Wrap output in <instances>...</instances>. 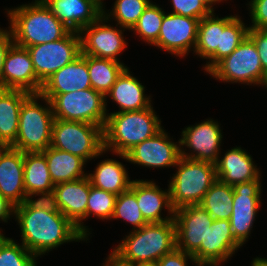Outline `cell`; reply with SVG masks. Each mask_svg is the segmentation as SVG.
<instances>
[{
  "instance_id": "26",
  "label": "cell",
  "mask_w": 267,
  "mask_h": 266,
  "mask_svg": "<svg viewBox=\"0 0 267 266\" xmlns=\"http://www.w3.org/2000/svg\"><path fill=\"white\" fill-rule=\"evenodd\" d=\"M241 245L233 236L230 220H214L206 235V265L226 262Z\"/></svg>"
},
{
  "instance_id": "10",
  "label": "cell",
  "mask_w": 267,
  "mask_h": 266,
  "mask_svg": "<svg viewBox=\"0 0 267 266\" xmlns=\"http://www.w3.org/2000/svg\"><path fill=\"white\" fill-rule=\"evenodd\" d=\"M255 43L247 36L208 73L219 81L259 85L264 74Z\"/></svg>"
},
{
  "instance_id": "17",
  "label": "cell",
  "mask_w": 267,
  "mask_h": 266,
  "mask_svg": "<svg viewBox=\"0 0 267 266\" xmlns=\"http://www.w3.org/2000/svg\"><path fill=\"white\" fill-rule=\"evenodd\" d=\"M42 86L43 84L36 77L27 48L13 44L5 57L1 88L40 93Z\"/></svg>"
},
{
  "instance_id": "36",
  "label": "cell",
  "mask_w": 267,
  "mask_h": 266,
  "mask_svg": "<svg viewBox=\"0 0 267 266\" xmlns=\"http://www.w3.org/2000/svg\"><path fill=\"white\" fill-rule=\"evenodd\" d=\"M36 258L12 238L0 237V266H37Z\"/></svg>"
},
{
  "instance_id": "45",
  "label": "cell",
  "mask_w": 267,
  "mask_h": 266,
  "mask_svg": "<svg viewBox=\"0 0 267 266\" xmlns=\"http://www.w3.org/2000/svg\"><path fill=\"white\" fill-rule=\"evenodd\" d=\"M13 214H15V205L0 195V221L8 222Z\"/></svg>"
},
{
  "instance_id": "42",
  "label": "cell",
  "mask_w": 267,
  "mask_h": 266,
  "mask_svg": "<svg viewBox=\"0 0 267 266\" xmlns=\"http://www.w3.org/2000/svg\"><path fill=\"white\" fill-rule=\"evenodd\" d=\"M248 37L255 43L262 68L267 71V29L249 28Z\"/></svg>"
},
{
  "instance_id": "47",
  "label": "cell",
  "mask_w": 267,
  "mask_h": 266,
  "mask_svg": "<svg viewBox=\"0 0 267 266\" xmlns=\"http://www.w3.org/2000/svg\"><path fill=\"white\" fill-rule=\"evenodd\" d=\"M251 263V266H267V259L256 257Z\"/></svg>"
},
{
  "instance_id": "23",
  "label": "cell",
  "mask_w": 267,
  "mask_h": 266,
  "mask_svg": "<svg viewBox=\"0 0 267 266\" xmlns=\"http://www.w3.org/2000/svg\"><path fill=\"white\" fill-rule=\"evenodd\" d=\"M252 159L241 147L228 150L223 158H219L215 163L217 180L230 186L260 180V170Z\"/></svg>"
},
{
  "instance_id": "37",
  "label": "cell",
  "mask_w": 267,
  "mask_h": 266,
  "mask_svg": "<svg viewBox=\"0 0 267 266\" xmlns=\"http://www.w3.org/2000/svg\"><path fill=\"white\" fill-rule=\"evenodd\" d=\"M113 218L129 222L134 226L132 230H138L148 224L139 209L136 196L130 190L117 195Z\"/></svg>"
},
{
  "instance_id": "41",
  "label": "cell",
  "mask_w": 267,
  "mask_h": 266,
  "mask_svg": "<svg viewBox=\"0 0 267 266\" xmlns=\"http://www.w3.org/2000/svg\"><path fill=\"white\" fill-rule=\"evenodd\" d=\"M248 5L253 23L249 28L267 29V0H251Z\"/></svg>"
},
{
  "instance_id": "50",
  "label": "cell",
  "mask_w": 267,
  "mask_h": 266,
  "mask_svg": "<svg viewBox=\"0 0 267 266\" xmlns=\"http://www.w3.org/2000/svg\"><path fill=\"white\" fill-rule=\"evenodd\" d=\"M103 266H108V258L107 261L103 264Z\"/></svg>"
},
{
  "instance_id": "43",
  "label": "cell",
  "mask_w": 267,
  "mask_h": 266,
  "mask_svg": "<svg viewBox=\"0 0 267 266\" xmlns=\"http://www.w3.org/2000/svg\"><path fill=\"white\" fill-rule=\"evenodd\" d=\"M190 259L195 263V259L192 254L185 253L178 248H175L172 252L164 255L160 260L156 262L157 266H187V261Z\"/></svg>"
},
{
  "instance_id": "2",
  "label": "cell",
  "mask_w": 267,
  "mask_h": 266,
  "mask_svg": "<svg viewBox=\"0 0 267 266\" xmlns=\"http://www.w3.org/2000/svg\"><path fill=\"white\" fill-rule=\"evenodd\" d=\"M7 11L14 44L20 47L57 41L71 31L43 0H35L31 4H22Z\"/></svg>"
},
{
  "instance_id": "35",
  "label": "cell",
  "mask_w": 267,
  "mask_h": 266,
  "mask_svg": "<svg viewBox=\"0 0 267 266\" xmlns=\"http://www.w3.org/2000/svg\"><path fill=\"white\" fill-rule=\"evenodd\" d=\"M164 10L151 2L139 17L137 24L132 28L140 39L153 45L159 37L160 27L164 18Z\"/></svg>"
},
{
  "instance_id": "20",
  "label": "cell",
  "mask_w": 267,
  "mask_h": 266,
  "mask_svg": "<svg viewBox=\"0 0 267 266\" xmlns=\"http://www.w3.org/2000/svg\"><path fill=\"white\" fill-rule=\"evenodd\" d=\"M88 88L92 87L87 68V55L81 53L74 61L51 75L43 83L40 94L50 101L57 94Z\"/></svg>"
},
{
  "instance_id": "11",
  "label": "cell",
  "mask_w": 267,
  "mask_h": 266,
  "mask_svg": "<svg viewBox=\"0 0 267 266\" xmlns=\"http://www.w3.org/2000/svg\"><path fill=\"white\" fill-rule=\"evenodd\" d=\"M26 48L36 77L43 84L51 75L81 55L80 35L79 32L70 31L57 41Z\"/></svg>"
},
{
  "instance_id": "28",
  "label": "cell",
  "mask_w": 267,
  "mask_h": 266,
  "mask_svg": "<svg viewBox=\"0 0 267 266\" xmlns=\"http://www.w3.org/2000/svg\"><path fill=\"white\" fill-rule=\"evenodd\" d=\"M124 166L115 159H105L97 165L94 173H88L87 177L95 188L119 195L129 190L133 181Z\"/></svg>"
},
{
  "instance_id": "38",
  "label": "cell",
  "mask_w": 267,
  "mask_h": 266,
  "mask_svg": "<svg viewBox=\"0 0 267 266\" xmlns=\"http://www.w3.org/2000/svg\"><path fill=\"white\" fill-rule=\"evenodd\" d=\"M117 195L95 188L90 183V195L87 202V218L96 216L100 219H112Z\"/></svg>"
},
{
  "instance_id": "8",
  "label": "cell",
  "mask_w": 267,
  "mask_h": 266,
  "mask_svg": "<svg viewBox=\"0 0 267 266\" xmlns=\"http://www.w3.org/2000/svg\"><path fill=\"white\" fill-rule=\"evenodd\" d=\"M176 248L192 254L197 266H206V235L214 219L199 204L174 210Z\"/></svg>"
},
{
  "instance_id": "31",
  "label": "cell",
  "mask_w": 267,
  "mask_h": 266,
  "mask_svg": "<svg viewBox=\"0 0 267 266\" xmlns=\"http://www.w3.org/2000/svg\"><path fill=\"white\" fill-rule=\"evenodd\" d=\"M87 68L91 87L105 97L127 66L111 59L87 55Z\"/></svg>"
},
{
  "instance_id": "49",
  "label": "cell",
  "mask_w": 267,
  "mask_h": 266,
  "mask_svg": "<svg viewBox=\"0 0 267 266\" xmlns=\"http://www.w3.org/2000/svg\"><path fill=\"white\" fill-rule=\"evenodd\" d=\"M131 266H157L156 263H140L136 265H131Z\"/></svg>"
},
{
  "instance_id": "27",
  "label": "cell",
  "mask_w": 267,
  "mask_h": 266,
  "mask_svg": "<svg viewBox=\"0 0 267 266\" xmlns=\"http://www.w3.org/2000/svg\"><path fill=\"white\" fill-rule=\"evenodd\" d=\"M47 160L50 177L54 185L87 177L83 167L86 161L69 152L51 146L41 151Z\"/></svg>"
},
{
  "instance_id": "16",
  "label": "cell",
  "mask_w": 267,
  "mask_h": 266,
  "mask_svg": "<svg viewBox=\"0 0 267 266\" xmlns=\"http://www.w3.org/2000/svg\"><path fill=\"white\" fill-rule=\"evenodd\" d=\"M200 19L165 13L158 40L153 44L166 52L185 57L195 50Z\"/></svg>"
},
{
  "instance_id": "18",
  "label": "cell",
  "mask_w": 267,
  "mask_h": 266,
  "mask_svg": "<svg viewBox=\"0 0 267 266\" xmlns=\"http://www.w3.org/2000/svg\"><path fill=\"white\" fill-rule=\"evenodd\" d=\"M60 212L69 219L78 231L88 240L89 231L82 220L87 219V202L90 195V180L83 177L54 186ZM82 222V223H81Z\"/></svg>"
},
{
  "instance_id": "6",
  "label": "cell",
  "mask_w": 267,
  "mask_h": 266,
  "mask_svg": "<svg viewBox=\"0 0 267 266\" xmlns=\"http://www.w3.org/2000/svg\"><path fill=\"white\" fill-rule=\"evenodd\" d=\"M175 167L168 186L172 208L200 204L217 180L215 164L180 157Z\"/></svg>"
},
{
  "instance_id": "3",
  "label": "cell",
  "mask_w": 267,
  "mask_h": 266,
  "mask_svg": "<svg viewBox=\"0 0 267 266\" xmlns=\"http://www.w3.org/2000/svg\"><path fill=\"white\" fill-rule=\"evenodd\" d=\"M176 248V227L174 220L148 223L121 240L111 252L121 263L136 265L156 263Z\"/></svg>"
},
{
  "instance_id": "19",
  "label": "cell",
  "mask_w": 267,
  "mask_h": 266,
  "mask_svg": "<svg viewBox=\"0 0 267 266\" xmlns=\"http://www.w3.org/2000/svg\"><path fill=\"white\" fill-rule=\"evenodd\" d=\"M23 175L24 152L10 146L0 147V195L15 206L26 197Z\"/></svg>"
},
{
  "instance_id": "22",
  "label": "cell",
  "mask_w": 267,
  "mask_h": 266,
  "mask_svg": "<svg viewBox=\"0 0 267 266\" xmlns=\"http://www.w3.org/2000/svg\"><path fill=\"white\" fill-rule=\"evenodd\" d=\"M129 190L136 196L139 209L148 223H161L174 219L169 189L163 191L153 181L133 180ZM163 207L168 210L170 217H161Z\"/></svg>"
},
{
  "instance_id": "9",
  "label": "cell",
  "mask_w": 267,
  "mask_h": 266,
  "mask_svg": "<svg viewBox=\"0 0 267 266\" xmlns=\"http://www.w3.org/2000/svg\"><path fill=\"white\" fill-rule=\"evenodd\" d=\"M50 103L54 118L105 126V97L93 88L57 94Z\"/></svg>"
},
{
  "instance_id": "34",
  "label": "cell",
  "mask_w": 267,
  "mask_h": 266,
  "mask_svg": "<svg viewBox=\"0 0 267 266\" xmlns=\"http://www.w3.org/2000/svg\"><path fill=\"white\" fill-rule=\"evenodd\" d=\"M150 3V0H116L110 14L103 9V15L108 20L114 17L117 25L132 30Z\"/></svg>"
},
{
  "instance_id": "12",
  "label": "cell",
  "mask_w": 267,
  "mask_h": 266,
  "mask_svg": "<svg viewBox=\"0 0 267 266\" xmlns=\"http://www.w3.org/2000/svg\"><path fill=\"white\" fill-rule=\"evenodd\" d=\"M108 21L102 14L95 22L79 31L81 53L120 62L117 56L127 46L122 32L125 28L118 29L117 24L114 28L105 23Z\"/></svg>"
},
{
  "instance_id": "51",
  "label": "cell",
  "mask_w": 267,
  "mask_h": 266,
  "mask_svg": "<svg viewBox=\"0 0 267 266\" xmlns=\"http://www.w3.org/2000/svg\"><path fill=\"white\" fill-rule=\"evenodd\" d=\"M97 1L100 2L102 5H104L103 2H102L103 0H97Z\"/></svg>"
},
{
  "instance_id": "40",
  "label": "cell",
  "mask_w": 267,
  "mask_h": 266,
  "mask_svg": "<svg viewBox=\"0 0 267 266\" xmlns=\"http://www.w3.org/2000/svg\"><path fill=\"white\" fill-rule=\"evenodd\" d=\"M36 196H41L37 200L32 198ZM32 197V198H31ZM29 209L34 210H44L51 213H61L60 209L57 204V197L54 192V190L49 192H41V193H34V194H28L25 197V200L23 202Z\"/></svg>"
},
{
  "instance_id": "15",
  "label": "cell",
  "mask_w": 267,
  "mask_h": 266,
  "mask_svg": "<svg viewBox=\"0 0 267 266\" xmlns=\"http://www.w3.org/2000/svg\"><path fill=\"white\" fill-rule=\"evenodd\" d=\"M178 143V144H176ZM172 142L162 128L153 137L144 140L126 155L118 154L122 159L143 167H175L180 159V141Z\"/></svg>"
},
{
  "instance_id": "21",
  "label": "cell",
  "mask_w": 267,
  "mask_h": 266,
  "mask_svg": "<svg viewBox=\"0 0 267 266\" xmlns=\"http://www.w3.org/2000/svg\"><path fill=\"white\" fill-rule=\"evenodd\" d=\"M52 13L71 31L79 32L103 14L97 0H43Z\"/></svg>"
},
{
  "instance_id": "1",
  "label": "cell",
  "mask_w": 267,
  "mask_h": 266,
  "mask_svg": "<svg viewBox=\"0 0 267 266\" xmlns=\"http://www.w3.org/2000/svg\"><path fill=\"white\" fill-rule=\"evenodd\" d=\"M15 219L21 229L22 245L37 257L64 243L87 239L62 213L15 206Z\"/></svg>"
},
{
  "instance_id": "32",
  "label": "cell",
  "mask_w": 267,
  "mask_h": 266,
  "mask_svg": "<svg viewBox=\"0 0 267 266\" xmlns=\"http://www.w3.org/2000/svg\"><path fill=\"white\" fill-rule=\"evenodd\" d=\"M233 186L216 180L204 195L201 205L214 220H230L232 214Z\"/></svg>"
},
{
  "instance_id": "39",
  "label": "cell",
  "mask_w": 267,
  "mask_h": 266,
  "mask_svg": "<svg viewBox=\"0 0 267 266\" xmlns=\"http://www.w3.org/2000/svg\"><path fill=\"white\" fill-rule=\"evenodd\" d=\"M173 7V14L191 17L195 19H202L208 16L214 8V3H219L223 0H171Z\"/></svg>"
},
{
  "instance_id": "14",
  "label": "cell",
  "mask_w": 267,
  "mask_h": 266,
  "mask_svg": "<svg viewBox=\"0 0 267 266\" xmlns=\"http://www.w3.org/2000/svg\"><path fill=\"white\" fill-rule=\"evenodd\" d=\"M181 134V139H179L181 157L214 164L220 158L219 148L223 136L217 121L207 119L195 126L186 127ZM183 146L192 149L193 152L186 153Z\"/></svg>"
},
{
  "instance_id": "33",
  "label": "cell",
  "mask_w": 267,
  "mask_h": 266,
  "mask_svg": "<svg viewBox=\"0 0 267 266\" xmlns=\"http://www.w3.org/2000/svg\"><path fill=\"white\" fill-rule=\"evenodd\" d=\"M249 27L245 26L241 17L237 15L224 27L222 32L221 49L208 59L209 62L204 66L208 73L220 60L230 55L248 36Z\"/></svg>"
},
{
  "instance_id": "44",
  "label": "cell",
  "mask_w": 267,
  "mask_h": 266,
  "mask_svg": "<svg viewBox=\"0 0 267 266\" xmlns=\"http://www.w3.org/2000/svg\"><path fill=\"white\" fill-rule=\"evenodd\" d=\"M13 44L14 41L11 30L9 29L8 31L0 28V88L5 57Z\"/></svg>"
},
{
  "instance_id": "7",
  "label": "cell",
  "mask_w": 267,
  "mask_h": 266,
  "mask_svg": "<svg viewBox=\"0 0 267 266\" xmlns=\"http://www.w3.org/2000/svg\"><path fill=\"white\" fill-rule=\"evenodd\" d=\"M50 146L79 156L86 162L106 152L101 126L57 118L52 125Z\"/></svg>"
},
{
  "instance_id": "30",
  "label": "cell",
  "mask_w": 267,
  "mask_h": 266,
  "mask_svg": "<svg viewBox=\"0 0 267 266\" xmlns=\"http://www.w3.org/2000/svg\"><path fill=\"white\" fill-rule=\"evenodd\" d=\"M23 178L26 195L54 190L47 160L41 151L24 152Z\"/></svg>"
},
{
  "instance_id": "13",
  "label": "cell",
  "mask_w": 267,
  "mask_h": 266,
  "mask_svg": "<svg viewBox=\"0 0 267 266\" xmlns=\"http://www.w3.org/2000/svg\"><path fill=\"white\" fill-rule=\"evenodd\" d=\"M233 208L230 225L235 240L243 246L250 236L253 223L261 205V182L252 180L233 186Z\"/></svg>"
},
{
  "instance_id": "46",
  "label": "cell",
  "mask_w": 267,
  "mask_h": 266,
  "mask_svg": "<svg viewBox=\"0 0 267 266\" xmlns=\"http://www.w3.org/2000/svg\"><path fill=\"white\" fill-rule=\"evenodd\" d=\"M108 266H131L121 263L115 256L111 253L108 255Z\"/></svg>"
},
{
  "instance_id": "24",
  "label": "cell",
  "mask_w": 267,
  "mask_h": 266,
  "mask_svg": "<svg viewBox=\"0 0 267 266\" xmlns=\"http://www.w3.org/2000/svg\"><path fill=\"white\" fill-rule=\"evenodd\" d=\"M145 87L136 77L130 74L128 67L120 74L112 88L105 96V107H107V96L119 106L118 112L138 111L151 106L150 96L145 95Z\"/></svg>"
},
{
  "instance_id": "48",
  "label": "cell",
  "mask_w": 267,
  "mask_h": 266,
  "mask_svg": "<svg viewBox=\"0 0 267 266\" xmlns=\"http://www.w3.org/2000/svg\"><path fill=\"white\" fill-rule=\"evenodd\" d=\"M259 85H263V86H265L267 88V71L264 72L263 78H262V80H261Z\"/></svg>"
},
{
  "instance_id": "4",
  "label": "cell",
  "mask_w": 267,
  "mask_h": 266,
  "mask_svg": "<svg viewBox=\"0 0 267 266\" xmlns=\"http://www.w3.org/2000/svg\"><path fill=\"white\" fill-rule=\"evenodd\" d=\"M153 106L138 111L107 113L103 128V149L127 154L144 140L162 129Z\"/></svg>"
},
{
  "instance_id": "25",
  "label": "cell",
  "mask_w": 267,
  "mask_h": 266,
  "mask_svg": "<svg viewBox=\"0 0 267 266\" xmlns=\"http://www.w3.org/2000/svg\"><path fill=\"white\" fill-rule=\"evenodd\" d=\"M30 94L24 90L0 88V147L11 146L15 142L20 108Z\"/></svg>"
},
{
  "instance_id": "29",
  "label": "cell",
  "mask_w": 267,
  "mask_h": 266,
  "mask_svg": "<svg viewBox=\"0 0 267 266\" xmlns=\"http://www.w3.org/2000/svg\"><path fill=\"white\" fill-rule=\"evenodd\" d=\"M235 16L215 17L213 12L199 22L197 43L194 52L202 59H209L217 49H221L224 27Z\"/></svg>"
},
{
  "instance_id": "5",
  "label": "cell",
  "mask_w": 267,
  "mask_h": 266,
  "mask_svg": "<svg viewBox=\"0 0 267 266\" xmlns=\"http://www.w3.org/2000/svg\"><path fill=\"white\" fill-rule=\"evenodd\" d=\"M39 99L46 106L40 105ZM54 119L50 101L40 93H31L21 105L17 138L10 147L22 152L45 150L51 143Z\"/></svg>"
}]
</instances>
